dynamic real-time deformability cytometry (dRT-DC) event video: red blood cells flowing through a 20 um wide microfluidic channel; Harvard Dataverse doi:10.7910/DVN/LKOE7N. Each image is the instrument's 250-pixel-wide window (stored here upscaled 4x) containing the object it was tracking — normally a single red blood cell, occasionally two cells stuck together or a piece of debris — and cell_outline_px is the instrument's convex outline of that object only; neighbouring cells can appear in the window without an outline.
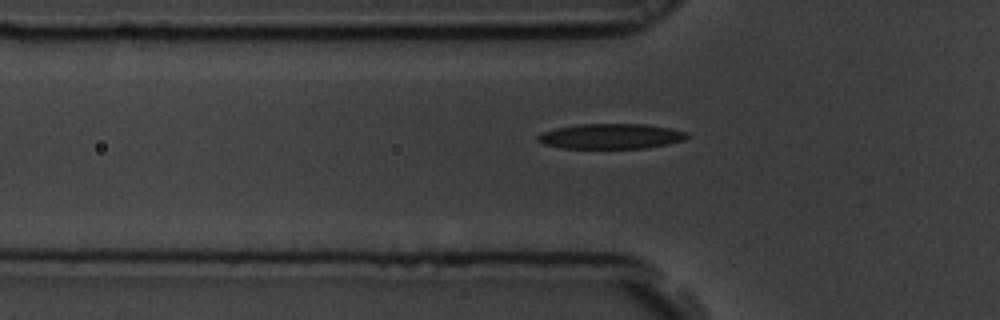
{"species": "common noctule bat (a hibernating species)", "species_latin": "Nyctalus noctula", "temperature_condition": "room temperature", "stored_images_in_passage": 7, "segment_of_instrument_passage": [2, 2], "camera_frame_rate_fps": 3000, "um_per_image_px": 0.085, "animal": {"sex": "male", "body_mass_g": 19.5, "forearm_length_mm": 54.6}, "frame": {"image": 1, "passage_image": 7, "time_ms": 2.0, "image_size_px": [1000, 320], "cell_outline_px": [[688, 136], [684, 140], [668, 144], [648, 148], [564, 148], [544, 144], [536, 140], [536, 136], [544, 132], [556, 128], [580, 124], [648, 124], [688, 132]], "centroid_in_image_um": [51.95, 11.58], "position_along_channel_um": 73.9, "area_um2": 21.85}}